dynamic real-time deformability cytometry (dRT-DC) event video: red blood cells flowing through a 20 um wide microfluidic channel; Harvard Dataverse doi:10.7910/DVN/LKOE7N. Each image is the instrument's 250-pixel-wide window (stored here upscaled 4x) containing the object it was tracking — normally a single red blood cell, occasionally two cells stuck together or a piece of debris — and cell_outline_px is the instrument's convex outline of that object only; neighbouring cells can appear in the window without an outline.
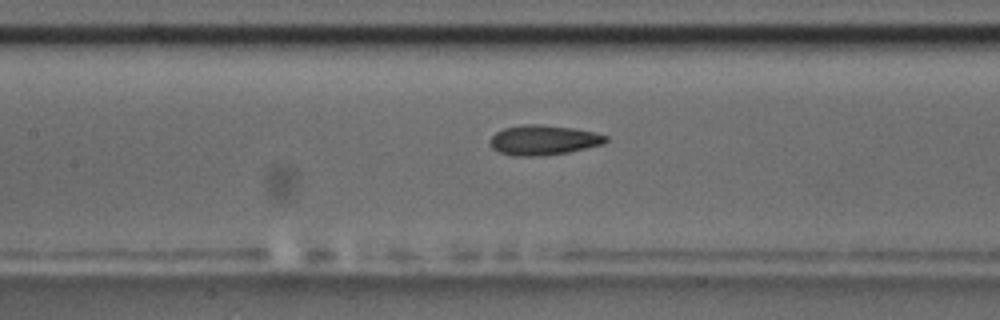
{"species": "common noctule bat (a hibernating species)", "species_latin": "Nyctalus noctula", "temperature_condition": "room temperature", "stored_images_in_passage": 52, "camera_frame_rate_fps": 3000, "um_per_image_px": 0.085, "animal": {"sex": "male", "body_mass_g": 17.5, "forearm_length_mm": 52.3}, "frame": {"image": 1, "passage_image": 23, "time_ms": 7.333, "image_size_px": [1000, 320], "cell_outline_px": [[608, 140], [604, 144], [568, 152], [536, 156], [512, 156], [500, 152], [492, 148], [492, 136], [496, 132], [504, 128], [524, 124], [540, 124], [572, 128], [592, 132], [608, 136]], "centroid_in_image_um": [46.21, 11.9], "position_along_channel_um": 161.2, "area_um2": 19.94}, "authors_computed_cell_mechanics": {"area_um2": 19.8832, "velocity_mm_per_s": 3.7146, "shape_relaxation_time_tau1_ms": 5.3037, "shape_relaxation_time_tau2_ms": 2.3012, "deformation_change_tau1": 0.1667, "deformation_change_tau2": 0.1018}}